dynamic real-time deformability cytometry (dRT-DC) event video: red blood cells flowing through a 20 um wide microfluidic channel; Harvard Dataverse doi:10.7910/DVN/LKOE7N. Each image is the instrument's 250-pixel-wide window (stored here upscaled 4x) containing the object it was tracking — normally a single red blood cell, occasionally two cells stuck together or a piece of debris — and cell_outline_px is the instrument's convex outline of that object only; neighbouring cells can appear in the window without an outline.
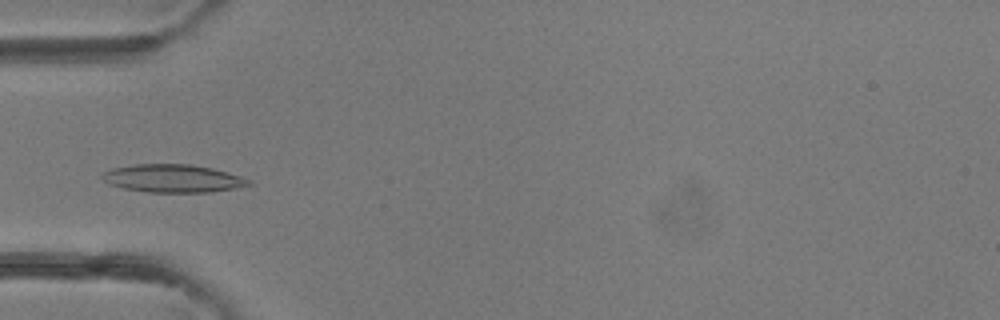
{"species": "common noctule bat (a hibernating species)", "species_latin": "Nyctalus noctula", "temperature_condition": "room temperature", "stored_images_in_passage": 5, "camera_frame_rate_fps": 3000, "um_per_image_px": 0.085, "animal": {"sex": "female"}, "frame": {"image": 1, "passage_image": 4, "time_ms": 3.333, "image_size_px": [1000, 320], "cell_outline_px": [[252, 184], [236, 188], [208, 192], [148, 192], [124, 188], [108, 184], [100, 176], [104, 172], [112, 168], [136, 164], [188, 164], [212, 168], [240, 176], [252, 180]], "centroid_in_image_um": [14.69, 15.16], "position_along_channel_um": 70.3, "area_um2": 23.76}}
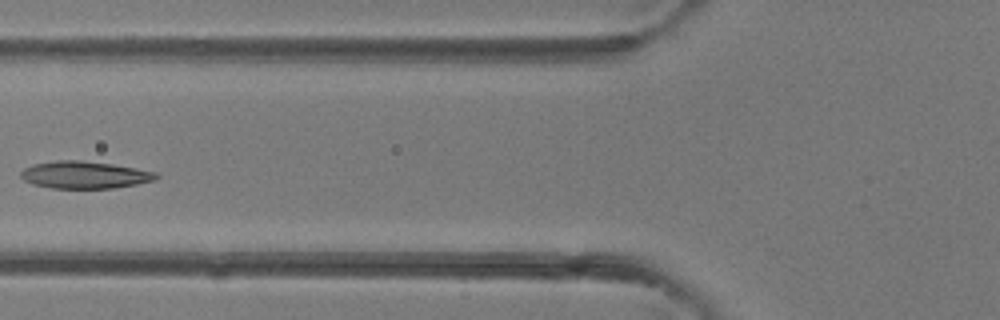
{"frame": {"image": 2, "passage_image": 5, "time_ms": 4.333, "image_size_px": [1000, 320], "cell_outline_px": [[160, 176], [156, 180], [136, 184], [112, 188], [52, 188], [32, 184], [24, 180], [20, 176], [20, 172], [24, 168], [32, 164], [56, 160], [80, 160], [112, 164], [136, 168], [156, 172]], "centroid_in_image_um": [7.18, 14.86], "position_along_channel_um": 118.6, "area_um2": 21.56}}